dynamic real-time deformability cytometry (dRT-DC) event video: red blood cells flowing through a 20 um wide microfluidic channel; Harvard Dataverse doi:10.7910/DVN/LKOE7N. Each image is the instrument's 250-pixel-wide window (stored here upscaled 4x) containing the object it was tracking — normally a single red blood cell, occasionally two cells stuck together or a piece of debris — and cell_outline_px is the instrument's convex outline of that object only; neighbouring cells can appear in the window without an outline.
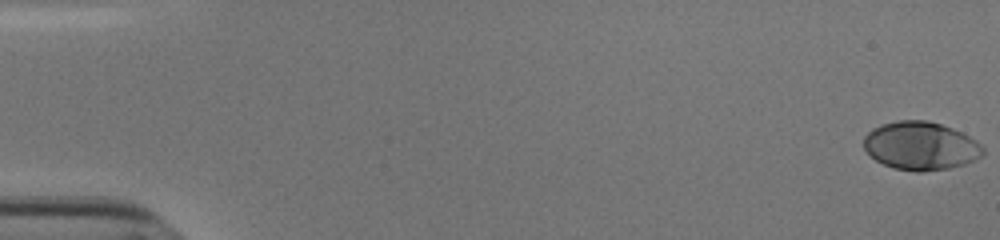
{"species": "human", "species_latin": "Homo sapiens", "temperature_condition": "cold", "stored_images_in_passage": 55, "camera_frame_rate_fps": 3000, "um_per_image_px": 0.085, "donor": {"sex": "male"}, "frame": {"image": 1, "passage_image": 1, "time_ms": 0.0, "image_size_px": [1000, 240], "cell_outline_px": [[984, 152], [976, 160], [964, 164], [948, 168], [920, 172], [916, 172], [892, 168], [876, 160], [864, 148], [864, 136], [872, 128], [880, 124], [900, 120], [928, 120], [952, 128], [976, 140], [984, 148]], "centroid_in_image_um": [78.25, 12.4], "position_along_channel_um": 6.8, "area_um2": 33.52}}
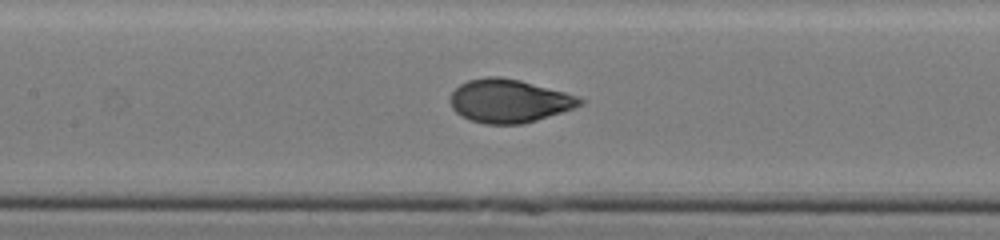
{"frame": {"image": 2, "passage_image": 27, "time_ms": 8.667, "image_size_px": [1000, 240], "cell_outline_px": [[584, 104], [524, 124], [484, 124], [472, 120], [456, 112], [452, 108], [448, 100], [452, 92], [460, 84], [468, 80], [484, 76], [500, 76], [520, 80], [580, 96], [584, 100]], "centroid_in_image_um": [43.26, 8.56], "position_along_channel_um": 164.1, "area_um2": 32.77}}
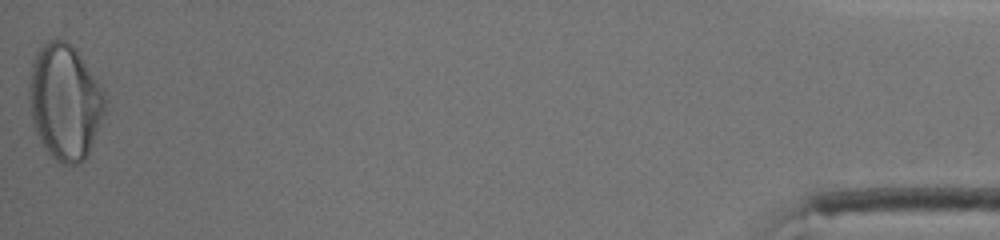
{"frame": {"image": 3, "passage_image": 55, "time_ms": 18.0, "image_size_px": [1000, 240], "cell_outline_px": [[108, 100], [104, 112], [88, 152], [84, 160], [76, 164], [64, 164], [56, 160], [48, 152], [40, 140], [32, 124], [28, 104], [28, 84], [32, 64], [40, 48], [48, 40], [56, 36], [72, 44], [76, 48], [104, 88]], "centroid_in_image_um": [5.51, 8.6], "position_along_channel_um": 429.7, "area_um2": 51.62}, "authors_computed_cell_mechanics": {"area_um2": 33.0038, "velocity_mm_per_s": 3.8122, "shape_relaxation_time_tau1_ms": 3.2346, "shape_relaxation_time_tau2_ms": null, "deformation_change_tau1": 0.1676, "deformation_change_tau2": null}}